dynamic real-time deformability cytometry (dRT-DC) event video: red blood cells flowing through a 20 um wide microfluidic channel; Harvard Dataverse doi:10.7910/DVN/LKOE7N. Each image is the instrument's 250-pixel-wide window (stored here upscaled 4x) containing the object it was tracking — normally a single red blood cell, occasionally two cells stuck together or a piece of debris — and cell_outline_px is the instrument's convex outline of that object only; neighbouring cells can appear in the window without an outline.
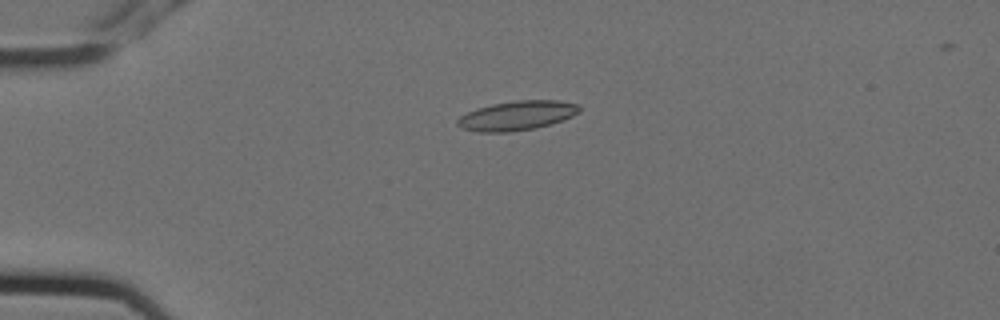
{"species": "Egyptian fruit bat (a non-hibernating species)", "species_latin": "Rousettus aegyptiacus", "temperature_condition": "cold", "stored_images_in_passage": 6, "camera_frame_rate_fps": 3000, "um_per_image_px": 0.085, "animal": {"sex": "female"}, "frame": {"image": 1, "passage_image": 4, "time_ms": 1.0, "image_size_px": [1000, 320], "cell_outline_px": [[580, 112], [564, 120], [552, 124], [536, 128], [508, 132], [476, 132], [460, 128], [456, 124], [456, 120], [460, 116], [476, 108], [492, 104], [516, 100], [560, 100], [580, 104]], "centroid_in_image_um": [43.95, 9.82], "position_along_channel_um": 41.0, "area_um2": 21.21}}
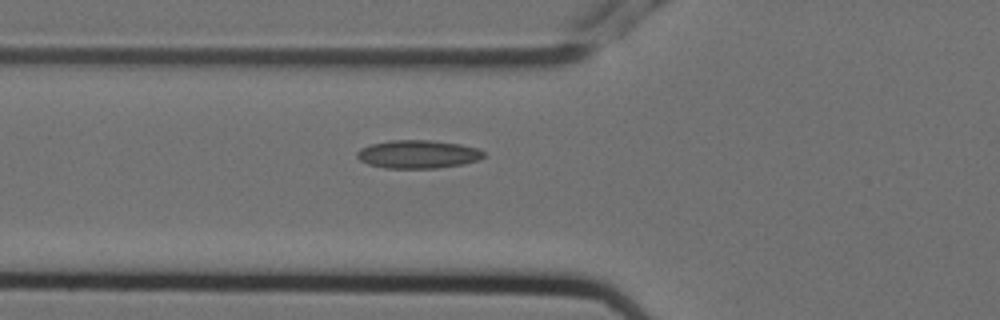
{"frame": {"image": 2, "passage_image": 6, "time_ms": 1.667, "image_size_px": [1000, 320], "cell_outline_px": [[484, 156], [476, 160], [464, 164], [436, 168], [384, 168], [368, 164], [360, 160], [356, 156], [356, 152], [360, 148], [372, 144], [392, 140], [432, 140], [460, 144], [476, 148], [484, 152]], "centroid_in_image_um": [35.5, 13.11], "position_along_channel_um": 90.3, "area_um2": 20.75}}